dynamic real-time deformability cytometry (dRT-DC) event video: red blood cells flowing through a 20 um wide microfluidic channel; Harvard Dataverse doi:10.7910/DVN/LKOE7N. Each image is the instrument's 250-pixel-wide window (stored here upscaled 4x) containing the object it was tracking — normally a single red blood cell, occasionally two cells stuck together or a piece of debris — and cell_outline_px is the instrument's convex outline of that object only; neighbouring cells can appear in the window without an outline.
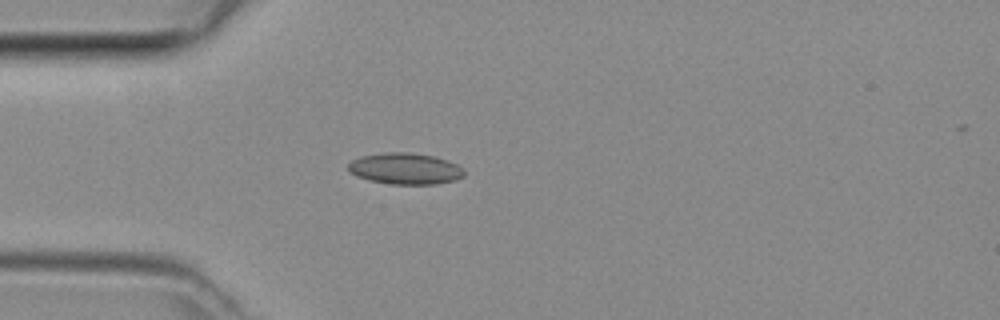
{"species": "common noctule bat (a hibernating species)", "species_latin": "Nyctalus noctula", "temperature_condition": "room temperature", "stored_images_in_passage": 3, "camera_frame_rate_fps": 3000, "um_per_image_px": 0.085, "animal": {"sex": "female", "body_mass_g": 29.2, "forearm_length_mm": 56.3}, "frame": {"image": 1, "passage_image": 3, "time_ms": 0.667, "image_size_px": [1000, 320], "cell_outline_px": [[464, 176], [456, 180], [436, 184], [392, 184], [368, 180], [356, 176], [348, 172], [348, 164], [352, 160], [360, 156], [384, 152], [408, 152], [432, 156], [448, 160], [464, 168]], "centroid_in_image_um": [34.43, 14.33], "position_along_channel_um": 50.6, "area_um2": 21.33}}